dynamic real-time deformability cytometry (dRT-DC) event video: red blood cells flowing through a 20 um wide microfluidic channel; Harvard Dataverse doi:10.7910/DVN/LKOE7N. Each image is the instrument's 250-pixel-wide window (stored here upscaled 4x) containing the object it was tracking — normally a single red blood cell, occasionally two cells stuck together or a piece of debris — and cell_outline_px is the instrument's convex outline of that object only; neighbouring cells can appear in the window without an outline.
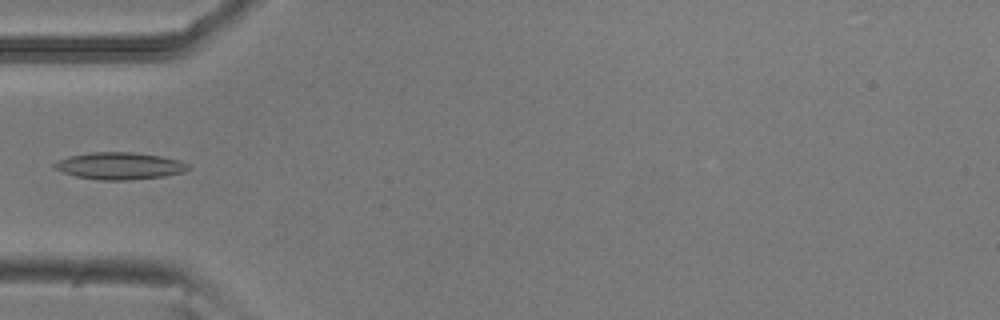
{"species": "common noctule bat (a hibernating species)", "species_latin": "Nyctalus noctula", "temperature_condition": "room temperature", "stored_images_in_passage": 2, "camera_frame_rate_fps": 3000, "um_per_image_px": 0.085, "animal": {"sex": "male", "body_mass_g": 20.5, "forearm_length_mm": 52.5}, "frame": {"image": 1, "passage_image": 2, "time_ms": 0.333, "image_size_px": [1000, 320], "cell_outline_px": [[192, 168], [184, 172], [164, 176], [124, 180], [100, 180], [76, 176], [64, 172], [56, 168], [52, 164], [56, 160], [68, 156], [92, 152], [136, 152], [160, 156], [180, 160], [188, 164]], "centroid_in_image_um": [10.18, 14.09], "position_along_channel_um": 74.8, "area_um2": 21.1}}